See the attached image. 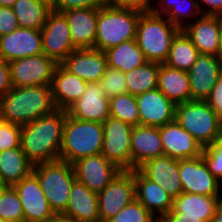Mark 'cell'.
Wrapping results in <instances>:
<instances>
[{
  "instance_id": "cell-1",
  "label": "cell",
  "mask_w": 222,
  "mask_h": 222,
  "mask_svg": "<svg viewBox=\"0 0 222 222\" xmlns=\"http://www.w3.org/2000/svg\"><path fill=\"white\" fill-rule=\"evenodd\" d=\"M65 121L66 110L55 109L21 126L20 146L33 165L59 159Z\"/></svg>"
},
{
  "instance_id": "cell-2",
  "label": "cell",
  "mask_w": 222,
  "mask_h": 222,
  "mask_svg": "<svg viewBox=\"0 0 222 222\" xmlns=\"http://www.w3.org/2000/svg\"><path fill=\"white\" fill-rule=\"evenodd\" d=\"M56 109L51 85L12 88L0 97V120L24 126Z\"/></svg>"
},
{
  "instance_id": "cell-3",
  "label": "cell",
  "mask_w": 222,
  "mask_h": 222,
  "mask_svg": "<svg viewBox=\"0 0 222 222\" xmlns=\"http://www.w3.org/2000/svg\"><path fill=\"white\" fill-rule=\"evenodd\" d=\"M180 29L166 17L151 12L140 14L135 40L147 62L164 64L169 56L171 43Z\"/></svg>"
},
{
  "instance_id": "cell-4",
  "label": "cell",
  "mask_w": 222,
  "mask_h": 222,
  "mask_svg": "<svg viewBox=\"0 0 222 222\" xmlns=\"http://www.w3.org/2000/svg\"><path fill=\"white\" fill-rule=\"evenodd\" d=\"M102 142V123L78 120L66 112L59 159L73 164L79 159L101 154Z\"/></svg>"
},
{
  "instance_id": "cell-5",
  "label": "cell",
  "mask_w": 222,
  "mask_h": 222,
  "mask_svg": "<svg viewBox=\"0 0 222 222\" xmlns=\"http://www.w3.org/2000/svg\"><path fill=\"white\" fill-rule=\"evenodd\" d=\"M134 9L106 4L98 10L94 49L105 51L122 42L135 39L140 14Z\"/></svg>"
},
{
  "instance_id": "cell-6",
  "label": "cell",
  "mask_w": 222,
  "mask_h": 222,
  "mask_svg": "<svg viewBox=\"0 0 222 222\" xmlns=\"http://www.w3.org/2000/svg\"><path fill=\"white\" fill-rule=\"evenodd\" d=\"M175 120L205 148L222 137V120L206 100L176 105Z\"/></svg>"
},
{
  "instance_id": "cell-7",
  "label": "cell",
  "mask_w": 222,
  "mask_h": 222,
  "mask_svg": "<svg viewBox=\"0 0 222 222\" xmlns=\"http://www.w3.org/2000/svg\"><path fill=\"white\" fill-rule=\"evenodd\" d=\"M32 172L37 176L50 208L60 215L68 204L69 193L76 180L73 165L57 159L33 165Z\"/></svg>"
},
{
  "instance_id": "cell-8",
  "label": "cell",
  "mask_w": 222,
  "mask_h": 222,
  "mask_svg": "<svg viewBox=\"0 0 222 222\" xmlns=\"http://www.w3.org/2000/svg\"><path fill=\"white\" fill-rule=\"evenodd\" d=\"M102 126L101 154L120 170H131L132 126L113 117H108Z\"/></svg>"
},
{
  "instance_id": "cell-9",
  "label": "cell",
  "mask_w": 222,
  "mask_h": 222,
  "mask_svg": "<svg viewBox=\"0 0 222 222\" xmlns=\"http://www.w3.org/2000/svg\"><path fill=\"white\" fill-rule=\"evenodd\" d=\"M100 222L117 215L135 196L134 169L121 170L115 178L97 193Z\"/></svg>"
},
{
  "instance_id": "cell-10",
  "label": "cell",
  "mask_w": 222,
  "mask_h": 222,
  "mask_svg": "<svg viewBox=\"0 0 222 222\" xmlns=\"http://www.w3.org/2000/svg\"><path fill=\"white\" fill-rule=\"evenodd\" d=\"M56 66L44 53L12 60L9 62L12 86L51 85Z\"/></svg>"
},
{
  "instance_id": "cell-11",
  "label": "cell",
  "mask_w": 222,
  "mask_h": 222,
  "mask_svg": "<svg viewBox=\"0 0 222 222\" xmlns=\"http://www.w3.org/2000/svg\"><path fill=\"white\" fill-rule=\"evenodd\" d=\"M43 53L60 64L76 50L72 43L70 28L63 12L51 10L41 29Z\"/></svg>"
},
{
  "instance_id": "cell-12",
  "label": "cell",
  "mask_w": 222,
  "mask_h": 222,
  "mask_svg": "<svg viewBox=\"0 0 222 222\" xmlns=\"http://www.w3.org/2000/svg\"><path fill=\"white\" fill-rule=\"evenodd\" d=\"M179 176L184 193L221 197L220 181L209 171L202 155L179 160Z\"/></svg>"
},
{
  "instance_id": "cell-13",
  "label": "cell",
  "mask_w": 222,
  "mask_h": 222,
  "mask_svg": "<svg viewBox=\"0 0 222 222\" xmlns=\"http://www.w3.org/2000/svg\"><path fill=\"white\" fill-rule=\"evenodd\" d=\"M12 187L21 201L24 222H48L56 215L50 208L40 182L33 172Z\"/></svg>"
},
{
  "instance_id": "cell-14",
  "label": "cell",
  "mask_w": 222,
  "mask_h": 222,
  "mask_svg": "<svg viewBox=\"0 0 222 222\" xmlns=\"http://www.w3.org/2000/svg\"><path fill=\"white\" fill-rule=\"evenodd\" d=\"M72 165L76 180L96 193L102 191L121 171L102 154L79 159Z\"/></svg>"
},
{
  "instance_id": "cell-15",
  "label": "cell",
  "mask_w": 222,
  "mask_h": 222,
  "mask_svg": "<svg viewBox=\"0 0 222 222\" xmlns=\"http://www.w3.org/2000/svg\"><path fill=\"white\" fill-rule=\"evenodd\" d=\"M187 73L191 100H206L222 75V59L212 54H200Z\"/></svg>"
},
{
  "instance_id": "cell-16",
  "label": "cell",
  "mask_w": 222,
  "mask_h": 222,
  "mask_svg": "<svg viewBox=\"0 0 222 222\" xmlns=\"http://www.w3.org/2000/svg\"><path fill=\"white\" fill-rule=\"evenodd\" d=\"M141 126L161 127L175 120L176 105L158 88L136 96Z\"/></svg>"
},
{
  "instance_id": "cell-17",
  "label": "cell",
  "mask_w": 222,
  "mask_h": 222,
  "mask_svg": "<svg viewBox=\"0 0 222 222\" xmlns=\"http://www.w3.org/2000/svg\"><path fill=\"white\" fill-rule=\"evenodd\" d=\"M72 118L103 123L110 117L109 99L99 82H88L82 97L66 110Z\"/></svg>"
},
{
  "instance_id": "cell-18",
  "label": "cell",
  "mask_w": 222,
  "mask_h": 222,
  "mask_svg": "<svg viewBox=\"0 0 222 222\" xmlns=\"http://www.w3.org/2000/svg\"><path fill=\"white\" fill-rule=\"evenodd\" d=\"M42 53L41 30L17 28L0 36V57L8 62Z\"/></svg>"
},
{
  "instance_id": "cell-19",
  "label": "cell",
  "mask_w": 222,
  "mask_h": 222,
  "mask_svg": "<svg viewBox=\"0 0 222 222\" xmlns=\"http://www.w3.org/2000/svg\"><path fill=\"white\" fill-rule=\"evenodd\" d=\"M60 64L86 82H99L108 67L105 52L94 48L76 49Z\"/></svg>"
},
{
  "instance_id": "cell-20",
  "label": "cell",
  "mask_w": 222,
  "mask_h": 222,
  "mask_svg": "<svg viewBox=\"0 0 222 222\" xmlns=\"http://www.w3.org/2000/svg\"><path fill=\"white\" fill-rule=\"evenodd\" d=\"M160 138L165 156L181 160L202 155V146L176 120L160 127Z\"/></svg>"
},
{
  "instance_id": "cell-21",
  "label": "cell",
  "mask_w": 222,
  "mask_h": 222,
  "mask_svg": "<svg viewBox=\"0 0 222 222\" xmlns=\"http://www.w3.org/2000/svg\"><path fill=\"white\" fill-rule=\"evenodd\" d=\"M138 169L148 179L158 184L172 199L183 192L178 159L163 155L147 160Z\"/></svg>"
},
{
  "instance_id": "cell-22",
  "label": "cell",
  "mask_w": 222,
  "mask_h": 222,
  "mask_svg": "<svg viewBox=\"0 0 222 222\" xmlns=\"http://www.w3.org/2000/svg\"><path fill=\"white\" fill-rule=\"evenodd\" d=\"M100 8H73L64 11L71 39L76 49L94 48L98 10Z\"/></svg>"
},
{
  "instance_id": "cell-23",
  "label": "cell",
  "mask_w": 222,
  "mask_h": 222,
  "mask_svg": "<svg viewBox=\"0 0 222 222\" xmlns=\"http://www.w3.org/2000/svg\"><path fill=\"white\" fill-rule=\"evenodd\" d=\"M164 155L160 127L135 126L131 132V170L147 160Z\"/></svg>"
},
{
  "instance_id": "cell-24",
  "label": "cell",
  "mask_w": 222,
  "mask_h": 222,
  "mask_svg": "<svg viewBox=\"0 0 222 222\" xmlns=\"http://www.w3.org/2000/svg\"><path fill=\"white\" fill-rule=\"evenodd\" d=\"M184 27L183 31L191 39L200 54L219 57L220 17L202 15Z\"/></svg>"
},
{
  "instance_id": "cell-25",
  "label": "cell",
  "mask_w": 222,
  "mask_h": 222,
  "mask_svg": "<svg viewBox=\"0 0 222 222\" xmlns=\"http://www.w3.org/2000/svg\"><path fill=\"white\" fill-rule=\"evenodd\" d=\"M60 215L79 222H100L97 193L75 180L68 204Z\"/></svg>"
},
{
  "instance_id": "cell-26",
  "label": "cell",
  "mask_w": 222,
  "mask_h": 222,
  "mask_svg": "<svg viewBox=\"0 0 222 222\" xmlns=\"http://www.w3.org/2000/svg\"><path fill=\"white\" fill-rule=\"evenodd\" d=\"M87 83L77 75L71 74L61 64H57L51 84L56 109L67 110L70 105L82 97Z\"/></svg>"
},
{
  "instance_id": "cell-27",
  "label": "cell",
  "mask_w": 222,
  "mask_h": 222,
  "mask_svg": "<svg viewBox=\"0 0 222 222\" xmlns=\"http://www.w3.org/2000/svg\"><path fill=\"white\" fill-rule=\"evenodd\" d=\"M135 196L147 210L162 219L171 209L173 199L155 182L148 179L139 169H134ZM158 213V217L157 214Z\"/></svg>"
},
{
  "instance_id": "cell-28",
  "label": "cell",
  "mask_w": 222,
  "mask_h": 222,
  "mask_svg": "<svg viewBox=\"0 0 222 222\" xmlns=\"http://www.w3.org/2000/svg\"><path fill=\"white\" fill-rule=\"evenodd\" d=\"M157 88L175 105L191 100L189 76L186 71L160 64Z\"/></svg>"
},
{
  "instance_id": "cell-29",
  "label": "cell",
  "mask_w": 222,
  "mask_h": 222,
  "mask_svg": "<svg viewBox=\"0 0 222 222\" xmlns=\"http://www.w3.org/2000/svg\"><path fill=\"white\" fill-rule=\"evenodd\" d=\"M221 201L222 197L182 192L173 199L169 212H182V216L200 217L204 222H210Z\"/></svg>"
},
{
  "instance_id": "cell-30",
  "label": "cell",
  "mask_w": 222,
  "mask_h": 222,
  "mask_svg": "<svg viewBox=\"0 0 222 222\" xmlns=\"http://www.w3.org/2000/svg\"><path fill=\"white\" fill-rule=\"evenodd\" d=\"M32 170L33 164L27 159L21 146L0 152V180L3 186H13Z\"/></svg>"
},
{
  "instance_id": "cell-31",
  "label": "cell",
  "mask_w": 222,
  "mask_h": 222,
  "mask_svg": "<svg viewBox=\"0 0 222 222\" xmlns=\"http://www.w3.org/2000/svg\"><path fill=\"white\" fill-rule=\"evenodd\" d=\"M104 52L107 59V66L120 70L123 73L137 69L147 62L135 39L122 42Z\"/></svg>"
},
{
  "instance_id": "cell-32",
  "label": "cell",
  "mask_w": 222,
  "mask_h": 222,
  "mask_svg": "<svg viewBox=\"0 0 222 222\" xmlns=\"http://www.w3.org/2000/svg\"><path fill=\"white\" fill-rule=\"evenodd\" d=\"M157 2L159 5L153 7L152 12L158 16H166L180 30H183L188 24L187 19L202 16L197 0H159ZM184 5H188V7Z\"/></svg>"
},
{
  "instance_id": "cell-33",
  "label": "cell",
  "mask_w": 222,
  "mask_h": 222,
  "mask_svg": "<svg viewBox=\"0 0 222 222\" xmlns=\"http://www.w3.org/2000/svg\"><path fill=\"white\" fill-rule=\"evenodd\" d=\"M17 17L19 28L41 30L46 22L49 12L52 10L40 0H16L12 6Z\"/></svg>"
},
{
  "instance_id": "cell-34",
  "label": "cell",
  "mask_w": 222,
  "mask_h": 222,
  "mask_svg": "<svg viewBox=\"0 0 222 222\" xmlns=\"http://www.w3.org/2000/svg\"><path fill=\"white\" fill-rule=\"evenodd\" d=\"M200 55L198 49L183 30L173 38L169 56L164 64L171 68L188 71Z\"/></svg>"
},
{
  "instance_id": "cell-35",
  "label": "cell",
  "mask_w": 222,
  "mask_h": 222,
  "mask_svg": "<svg viewBox=\"0 0 222 222\" xmlns=\"http://www.w3.org/2000/svg\"><path fill=\"white\" fill-rule=\"evenodd\" d=\"M159 67V63L146 62L143 66L124 73L128 93L133 96H138L156 89L158 85Z\"/></svg>"
},
{
  "instance_id": "cell-36",
  "label": "cell",
  "mask_w": 222,
  "mask_h": 222,
  "mask_svg": "<svg viewBox=\"0 0 222 222\" xmlns=\"http://www.w3.org/2000/svg\"><path fill=\"white\" fill-rule=\"evenodd\" d=\"M110 117L124 121L132 127L140 125L136 96L130 93L109 99Z\"/></svg>"
},
{
  "instance_id": "cell-37",
  "label": "cell",
  "mask_w": 222,
  "mask_h": 222,
  "mask_svg": "<svg viewBox=\"0 0 222 222\" xmlns=\"http://www.w3.org/2000/svg\"><path fill=\"white\" fill-rule=\"evenodd\" d=\"M0 220L24 222L22 204L12 186L0 188Z\"/></svg>"
},
{
  "instance_id": "cell-38",
  "label": "cell",
  "mask_w": 222,
  "mask_h": 222,
  "mask_svg": "<svg viewBox=\"0 0 222 222\" xmlns=\"http://www.w3.org/2000/svg\"><path fill=\"white\" fill-rule=\"evenodd\" d=\"M103 94L108 98L128 93L125 75L122 71L107 67L99 81Z\"/></svg>"
},
{
  "instance_id": "cell-39",
  "label": "cell",
  "mask_w": 222,
  "mask_h": 222,
  "mask_svg": "<svg viewBox=\"0 0 222 222\" xmlns=\"http://www.w3.org/2000/svg\"><path fill=\"white\" fill-rule=\"evenodd\" d=\"M156 219L142 203L134 199L106 222H154Z\"/></svg>"
},
{
  "instance_id": "cell-40",
  "label": "cell",
  "mask_w": 222,
  "mask_h": 222,
  "mask_svg": "<svg viewBox=\"0 0 222 222\" xmlns=\"http://www.w3.org/2000/svg\"><path fill=\"white\" fill-rule=\"evenodd\" d=\"M202 156L209 171L220 181L222 179V137L203 148Z\"/></svg>"
},
{
  "instance_id": "cell-41",
  "label": "cell",
  "mask_w": 222,
  "mask_h": 222,
  "mask_svg": "<svg viewBox=\"0 0 222 222\" xmlns=\"http://www.w3.org/2000/svg\"><path fill=\"white\" fill-rule=\"evenodd\" d=\"M21 126L0 120V152L20 147Z\"/></svg>"
},
{
  "instance_id": "cell-42",
  "label": "cell",
  "mask_w": 222,
  "mask_h": 222,
  "mask_svg": "<svg viewBox=\"0 0 222 222\" xmlns=\"http://www.w3.org/2000/svg\"><path fill=\"white\" fill-rule=\"evenodd\" d=\"M107 4V0H56L52 10L64 12L73 8H101Z\"/></svg>"
},
{
  "instance_id": "cell-43",
  "label": "cell",
  "mask_w": 222,
  "mask_h": 222,
  "mask_svg": "<svg viewBox=\"0 0 222 222\" xmlns=\"http://www.w3.org/2000/svg\"><path fill=\"white\" fill-rule=\"evenodd\" d=\"M19 28L17 17L10 7L0 6V36Z\"/></svg>"
},
{
  "instance_id": "cell-44",
  "label": "cell",
  "mask_w": 222,
  "mask_h": 222,
  "mask_svg": "<svg viewBox=\"0 0 222 222\" xmlns=\"http://www.w3.org/2000/svg\"><path fill=\"white\" fill-rule=\"evenodd\" d=\"M107 4L116 8L134 9L140 12H151V0H107Z\"/></svg>"
},
{
  "instance_id": "cell-45",
  "label": "cell",
  "mask_w": 222,
  "mask_h": 222,
  "mask_svg": "<svg viewBox=\"0 0 222 222\" xmlns=\"http://www.w3.org/2000/svg\"><path fill=\"white\" fill-rule=\"evenodd\" d=\"M206 102L222 120V75L213 86L210 96L206 99Z\"/></svg>"
},
{
  "instance_id": "cell-46",
  "label": "cell",
  "mask_w": 222,
  "mask_h": 222,
  "mask_svg": "<svg viewBox=\"0 0 222 222\" xmlns=\"http://www.w3.org/2000/svg\"><path fill=\"white\" fill-rule=\"evenodd\" d=\"M12 88L9 62L0 57V97Z\"/></svg>"
},
{
  "instance_id": "cell-47",
  "label": "cell",
  "mask_w": 222,
  "mask_h": 222,
  "mask_svg": "<svg viewBox=\"0 0 222 222\" xmlns=\"http://www.w3.org/2000/svg\"><path fill=\"white\" fill-rule=\"evenodd\" d=\"M200 1V2H199ZM197 0L202 15L222 17V0ZM207 6L208 10L202 9Z\"/></svg>"
},
{
  "instance_id": "cell-48",
  "label": "cell",
  "mask_w": 222,
  "mask_h": 222,
  "mask_svg": "<svg viewBox=\"0 0 222 222\" xmlns=\"http://www.w3.org/2000/svg\"><path fill=\"white\" fill-rule=\"evenodd\" d=\"M163 222H204L200 217L182 216V212H168Z\"/></svg>"
},
{
  "instance_id": "cell-49",
  "label": "cell",
  "mask_w": 222,
  "mask_h": 222,
  "mask_svg": "<svg viewBox=\"0 0 222 222\" xmlns=\"http://www.w3.org/2000/svg\"><path fill=\"white\" fill-rule=\"evenodd\" d=\"M210 222H222V201L217 206L215 214L213 218L210 220Z\"/></svg>"
},
{
  "instance_id": "cell-50",
  "label": "cell",
  "mask_w": 222,
  "mask_h": 222,
  "mask_svg": "<svg viewBox=\"0 0 222 222\" xmlns=\"http://www.w3.org/2000/svg\"><path fill=\"white\" fill-rule=\"evenodd\" d=\"M48 222H79L78 220H74L71 218L64 217L62 215H55L50 221Z\"/></svg>"
},
{
  "instance_id": "cell-51",
  "label": "cell",
  "mask_w": 222,
  "mask_h": 222,
  "mask_svg": "<svg viewBox=\"0 0 222 222\" xmlns=\"http://www.w3.org/2000/svg\"><path fill=\"white\" fill-rule=\"evenodd\" d=\"M219 57L222 59V17H220Z\"/></svg>"
},
{
  "instance_id": "cell-52",
  "label": "cell",
  "mask_w": 222,
  "mask_h": 222,
  "mask_svg": "<svg viewBox=\"0 0 222 222\" xmlns=\"http://www.w3.org/2000/svg\"><path fill=\"white\" fill-rule=\"evenodd\" d=\"M15 2L16 0H0V6L12 8Z\"/></svg>"
},
{
  "instance_id": "cell-53",
  "label": "cell",
  "mask_w": 222,
  "mask_h": 222,
  "mask_svg": "<svg viewBox=\"0 0 222 222\" xmlns=\"http://www.w3.org/2000/svg\"><path fill=\"white\" fill-rule=\"evenodd\" d=\"M40 1L47 4L51 8H53L56 3V0H40Z\"/></svg>"
},
{
  "instance_id": "cell-54",
  "label": "cell",
  "mask_w": 222,
  "mask_h": 222,
  "mask_svg": "<svg viewBox=\"0 0 222 222\" xmlns=\"http://www.w3.org/2000/svg\"><path fill=\"white\" fill-rule=\"evenodd\" d=\"M154 222H163V220L157 218Z\"/></svg>"
},
{
  "instance_id": "cell-55",
  "label": "cell",
  "mask_w": 222,
  "mask_h": 222,
  "mask_svg": "<svg viewBox=\"0 0 222 222\" xmlns=\"http://www.w3.org/2000/svg\"><path fill=\"white\" fill-rule=\"evenodd\" d=\"M0 222H11V221H7V220H0Z\"/></svg>"
},
{
  "instance_id": "cell-56",
  "label": "cell",
  "mask_w": 222,
  "mask_h": 222,
  "mask_svg": "<svg viewBox=\"0 0 222 222\" xmlns=\"http://www.w3.org/2000/svg\"><path fill=\"white\" fill-rule=\"evenodd\" d=\"M0 187H4L3 184H2V182H1V180H0Z\"/></svg>"
}]
</instances>
